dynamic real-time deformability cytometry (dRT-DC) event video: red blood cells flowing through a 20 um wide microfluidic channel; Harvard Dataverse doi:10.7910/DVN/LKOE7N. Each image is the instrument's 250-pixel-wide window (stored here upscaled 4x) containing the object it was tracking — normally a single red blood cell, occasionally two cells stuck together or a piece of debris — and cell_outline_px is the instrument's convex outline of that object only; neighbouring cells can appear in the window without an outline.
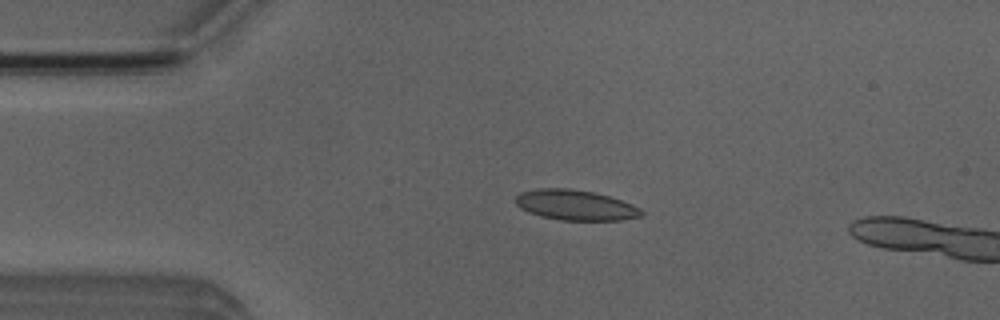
{"species": "Egyptian fruit bat (a non-hibernating species)", "species_latin": "Rousettus aegyptiacus", "temperature_condition": "room temperature", "stored_images_in_passage": 5, "camera_frame_rate_fps": 3000, "um_per_image_px": 0.085, "animal": {"sex": "male"}, "frame": {"image": 1, "passage_image": 2, "time_ms": 0.333, "image_size_px": [1000, 320], "cell_outline_px": [[644, 216], [620, 220], [560, 220], [540, 216], [528, 212], [520, 208], [516, 204], [516, 196], [520, 192], [540, 188], [568, 188], [592, 192], [608, 196], [632, 204], [640, 208], [644, 212]], "centroid_in_image_um": [48.91, 17.44], "position_along_channel_um": 36.1, "area_um2": 22.2}}